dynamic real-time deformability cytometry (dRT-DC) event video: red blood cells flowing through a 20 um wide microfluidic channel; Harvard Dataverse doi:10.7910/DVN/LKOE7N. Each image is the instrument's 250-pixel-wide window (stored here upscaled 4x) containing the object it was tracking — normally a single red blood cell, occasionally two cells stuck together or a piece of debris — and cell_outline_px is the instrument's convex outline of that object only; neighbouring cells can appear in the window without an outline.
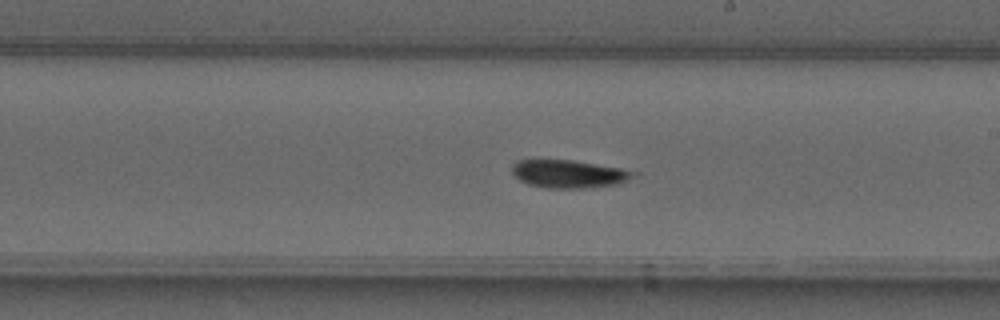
{"species": "common noctule bat (a hibernating species)", "species_latin": "Nyctalus noctula", "temperature_condition": "warm", "stored_images_in_passage": 52, "camera_frame_rate_fps": 3000, "um_per_image_px": 0.085, "animal": {"sex": "male", "forearm_length_mm": 52.5}, "frame": {"image": 1, "passage_image": 30, "time_ms": 9.667, "image_size_px": [1000, 320], "cell_outline_px": [[640, 172], [636, 176], [616, 184], [584, 188], [544, 188], [528, 184], [520, 180], [512, 172], [512, 164], [520, 160], [572, 160], [620, 168]], "centroid_in_image_um": [48.36, 14.78], "position_along_channel_um": 240.6, "area_um2": 19.65}, "authors_computed_cell_mechanics": {"area_um2": 18.4093, "velocity_mm_per_s": 4.1332, "shape_relaxation_time_tau1_ms": null, "shape_relaxation_time_tau2_ms": 9.4044, "deformation_change_tau1": null, "deformation_change_tau2": 0.1365}}